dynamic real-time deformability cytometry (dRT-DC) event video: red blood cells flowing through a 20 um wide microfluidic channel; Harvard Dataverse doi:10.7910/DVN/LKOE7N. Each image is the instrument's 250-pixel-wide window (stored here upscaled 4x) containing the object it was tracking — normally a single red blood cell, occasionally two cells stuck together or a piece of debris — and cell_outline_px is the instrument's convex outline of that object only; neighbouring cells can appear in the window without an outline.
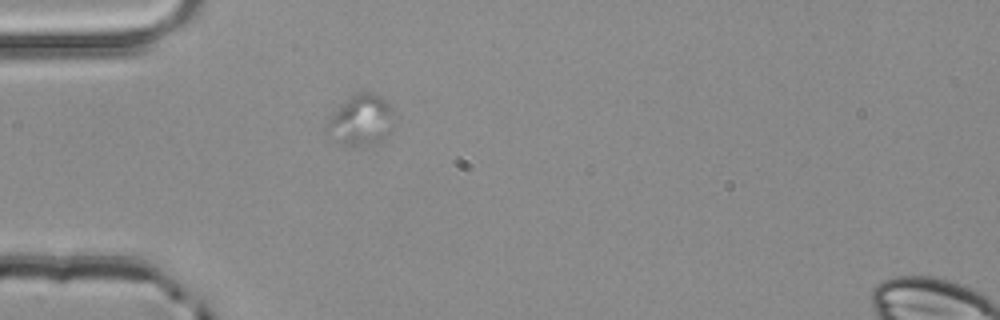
{"species": "common noctule bat (a hibernating species)", "species_latin": "Nyctalus noctula", "temperature_condition": "room temperature", "stored_images_in_passage": 2, "segment_of_instrument_passage": [1, 2], "camera_frame_rate_fps": 3000, "um_per_image_px": 0.085, "animal": {"sex": "male", "body_mass_g": 20.4}, "frame": {"image": 1, "passage_image": 1, "time_ms": 0.0, "image_size_px": [1000, 320], "cell_outline_px": [[396, 116], [392, 128], [384, 140], [368, 144], [348, 144], [324, 132], [324, 128], [328, 120], [340, 104], [356, 92], [372, 92], [380, 96], [396, 112]], "centroid_in_image_um": [30.73, 10.16], "position_along_channel_um": 54.3, "area_um2": 19.71}}